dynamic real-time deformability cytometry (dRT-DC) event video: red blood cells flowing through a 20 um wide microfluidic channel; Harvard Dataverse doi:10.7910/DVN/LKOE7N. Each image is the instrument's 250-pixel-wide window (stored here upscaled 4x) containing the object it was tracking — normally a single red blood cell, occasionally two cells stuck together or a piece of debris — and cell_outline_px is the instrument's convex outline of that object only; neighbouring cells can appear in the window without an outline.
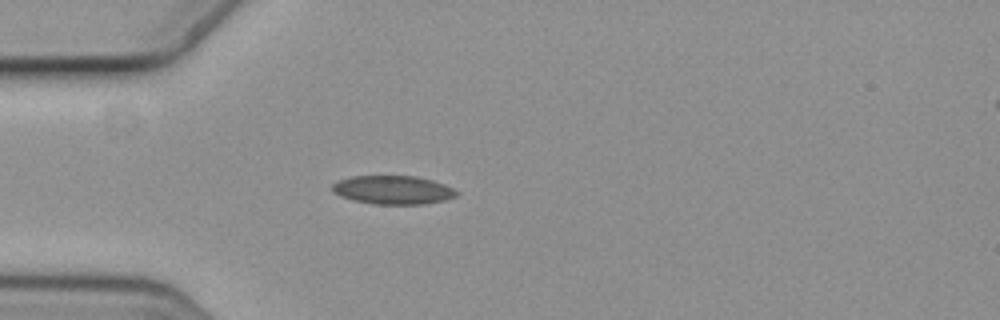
{"species": "common noctule bat (a hibernating species)", "species_latin": "Nyctalus noctula", "temperature_condition": "cold", "stored_images_in_passage": 2, "camera_frame_rate_fps": 3000, "um_per_image_px": 0.085, "animal": {"sex": "female", "body_mass_g": 19.3, "forearm_length_mm": 54.1}, "frame": {"image": 1, "passage_image": 1, "time_ms": 0.0, "image_size_px": [1000, 320], "cell_outline_px": [[460, 192], [456, 196], [444, 200], [424, 204], [372, 204], [352, 200], [340, 196], [332, 192], [332, 184], [340, 180], [352, 176], [416, 176], [432, 180], [444, 184]], "centroid_in_image_um": [33.4, 16.15], "position_along_channel_um": 51.6, "area_um2": 20.75}}